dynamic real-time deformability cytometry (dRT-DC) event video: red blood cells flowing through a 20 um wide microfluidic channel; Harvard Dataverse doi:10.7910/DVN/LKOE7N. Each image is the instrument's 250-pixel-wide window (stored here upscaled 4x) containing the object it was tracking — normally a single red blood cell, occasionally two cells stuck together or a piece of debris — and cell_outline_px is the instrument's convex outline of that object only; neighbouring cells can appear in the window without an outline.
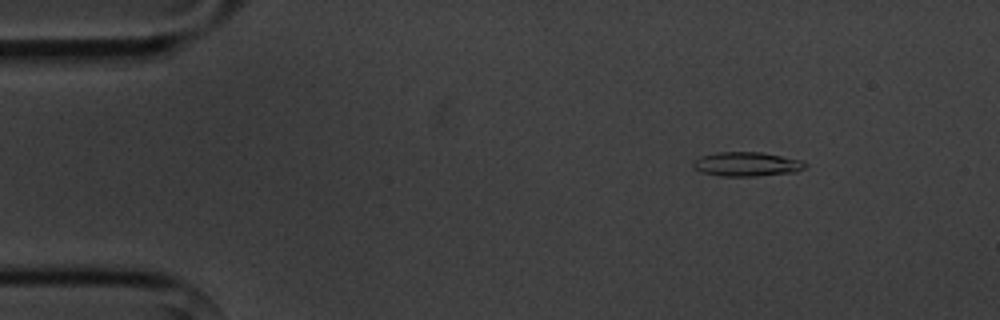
{"species": "common noctule bat (a hibernating species)", "species_latin": "Nyctalus noctula", "temperature_condition": "cold", "stored_images_in_passage": 5, "camera_frame_rate_fps": 3000, "um_per_image_px": 0.085, "animal": {"sex": "male", "body_mass_g": 20.1, "forearm_length_mm": 53.5}, "frame": {"image": 1, "passage_image": 2, "time_ms": 1.0, "image_size_px": [1000, 320], "cell_outline_px": [[808, 164], [804, 168], [796, 172], [756, 176], [720, 176], [700, 172], [692, 168], [692, 160], [700, 156], [720, 152], [760, 152], [804, 160]], "centroid_in_image_um": [63.45, 13.95], "position_along_channel_um": 21.5, "area_um2": 16.07}}